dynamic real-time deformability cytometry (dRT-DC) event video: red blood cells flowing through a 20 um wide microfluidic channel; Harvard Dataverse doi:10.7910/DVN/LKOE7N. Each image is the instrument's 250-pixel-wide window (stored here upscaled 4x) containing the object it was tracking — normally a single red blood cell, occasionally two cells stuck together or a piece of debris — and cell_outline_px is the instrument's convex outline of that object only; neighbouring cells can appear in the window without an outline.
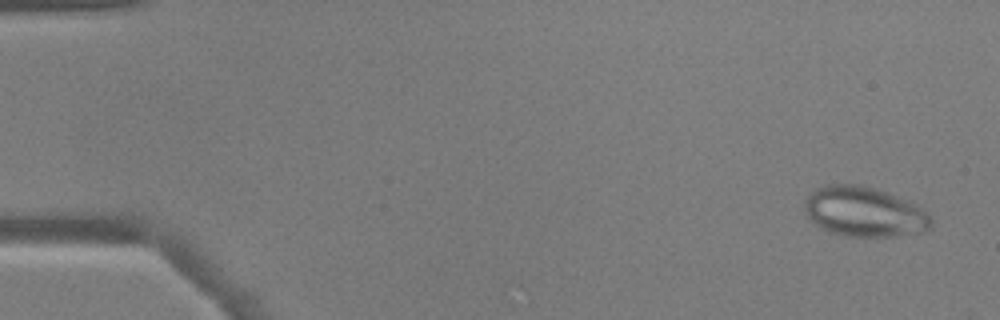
{"species": "common noctule bat (a hibernating species)", "species_latin": "Nyctalus noctula", "temperature_condition": "warm", "stored_images_in_passage": 54, "camera_frame_rate_fps": 3000, "um_per_image_px": 0.085, "animal": {"sex": "male", "body_mass_g": 17.9, "forearm_length_mm": 54.2}, "frame": {"image": 1, "passage_image": 3, "time_ms": 0.667, "image_size_px": [1000, 320], "cell_outline_px": [[932, 228], [924, 232], [896, 236], [848, 236], [828, 232], [820, 228], [808, 216], [804, 208], [804, 200], [816, 188], [828, 184], [860, 184], [876, 188], [888, 192], [908, 200], [916, 204], [932, 220]], "centroid_in_image_um": [73.46, 18.0], "position_along_channel_um": 11.5, "area_um2": 36.99}}
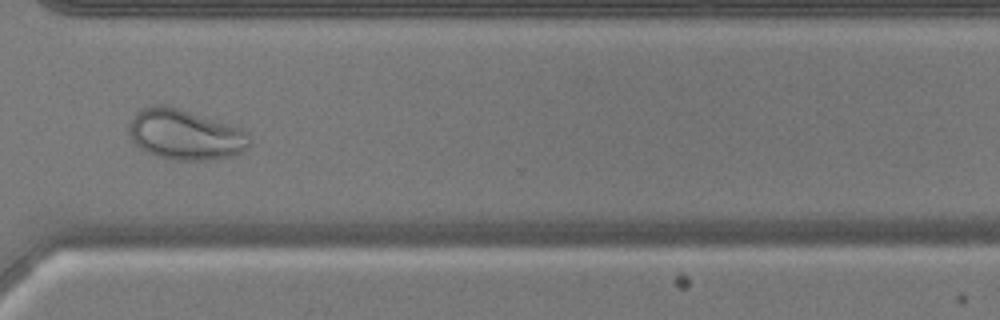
{"frame": {"image": 2, "passage_image": 41, "time_ms": 13.333, "image_size_px": [1000, 320], "cell_outline_px": [[252, 144], [248, 148], [232, 156], [208, 160], [172, 160], [156, 156], [140, 148], [132, 140], [128, 132], [128, 124], [132, 116], [140, 108], [152, 104], [164, 104], [228, 124], [240, 128], [248, 132], [252, 140]], "centroid_in_image_um": [15.72, 11.44], "position_along_channel_um": 354.9, "area_um2": 35.66}}
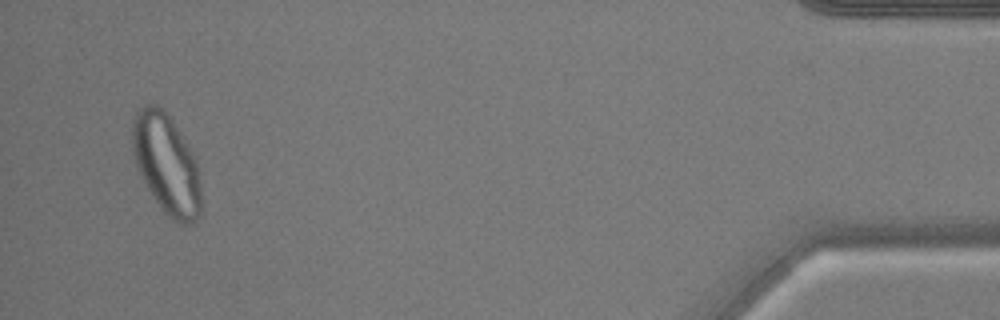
{"frame": {"image": 3, "passage_image": 52, "time_ms": 17.0, "image_size_px": [1000, 320], "cell_outline_px": [[200, 216], [196, 220], [188, 224], [180, 224], [172, 220], [156, 200], [148, 188], [136, 164], [132, 152], [132, 124], [136, 112], [144, 104], [156, 104], [168, 116], [196, 156], [200, 184]], "centroid_in_image_um": [14.16, 13.94], "position_along_channel_um": 421.0, "area_um2": 39.59}}